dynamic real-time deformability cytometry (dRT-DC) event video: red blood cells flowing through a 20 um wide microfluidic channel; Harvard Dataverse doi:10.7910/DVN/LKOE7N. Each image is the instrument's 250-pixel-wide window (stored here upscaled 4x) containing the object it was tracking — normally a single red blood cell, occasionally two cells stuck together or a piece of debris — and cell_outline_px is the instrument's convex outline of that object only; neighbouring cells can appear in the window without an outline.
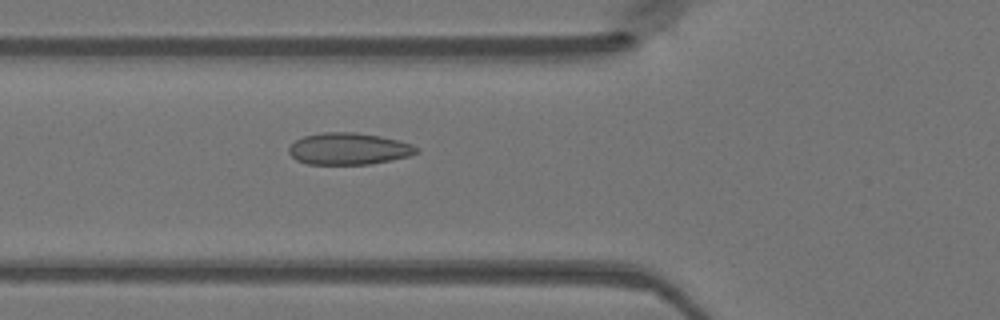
{"species": "Egyptian fruit bat (a non-hibernating species)", "species_latin": "Rousettus aegyptiacus", "temperature_condition": "warm", "stored_images_in_passage": 45, "camera_frame_rate_fps": 3000, "um_per_image_px": 0.085, "animal": {"sex": "female"}, "frame": {"image": 1, "passage_image": 18, "time_ms": 5.667, "image_size_px": [1000, 320], "cell_outline_px": [[420, 152], [408, 156], [368, 164], [308, 164], [296, 160], [288, 152], [288, 148], [296, 140], [304, 136], [324, 132], [356, 132], [380, 136], [412, 144], [420, 148]], "centroid_in_image_um": [29.64, 12.64], "position_along_channel_um": 96.2, "area_um2": 23.52}}
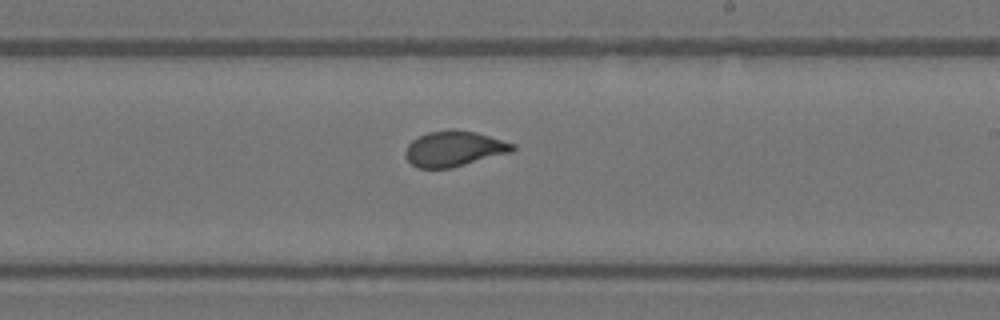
{"frame": {"image": 2, "passage_image": 29, "time_ms": 9.333, "image_size_px": [1000, 320], "cell_outline_px": [[516, 148], [512, 152], [452, 168], [416, 168], [408, 160], [404, 152], [408, 144], [412, 140], [428, 132], [476, 132], [516, 144]], "centroid_in_image_um": [38.61, 12.68], "position_along_channel_um": 250.4, "area_um2": 21.62}}
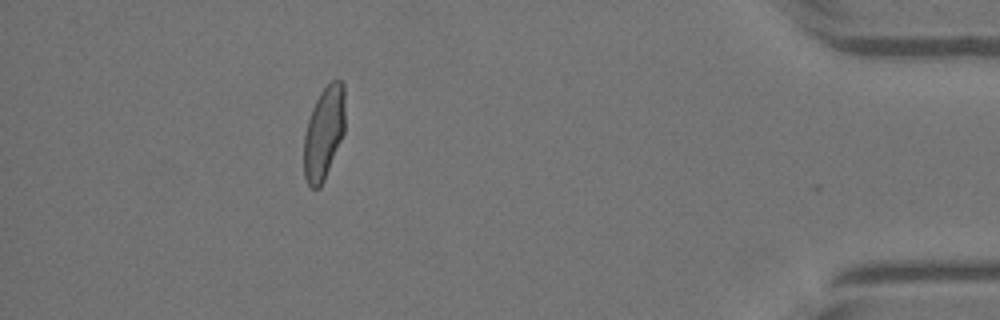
{"frame": {"image": 3, "passage_image": 44, "time_ms": 14.333, "image_size_px": [1000, 320], "cell_outline_px": [[344, 132], [324, 180], [320, 188], [312, 188], [308, 184], [304, 176], [304, 136], [308, 120], [312, 108], [320, 92], [332, 80], [340, 80], [344, 84]], "centroid_in_image_um": [27.52, 11.29], "position_along_channel_um": 407.7, "area_um2": 22.08}}